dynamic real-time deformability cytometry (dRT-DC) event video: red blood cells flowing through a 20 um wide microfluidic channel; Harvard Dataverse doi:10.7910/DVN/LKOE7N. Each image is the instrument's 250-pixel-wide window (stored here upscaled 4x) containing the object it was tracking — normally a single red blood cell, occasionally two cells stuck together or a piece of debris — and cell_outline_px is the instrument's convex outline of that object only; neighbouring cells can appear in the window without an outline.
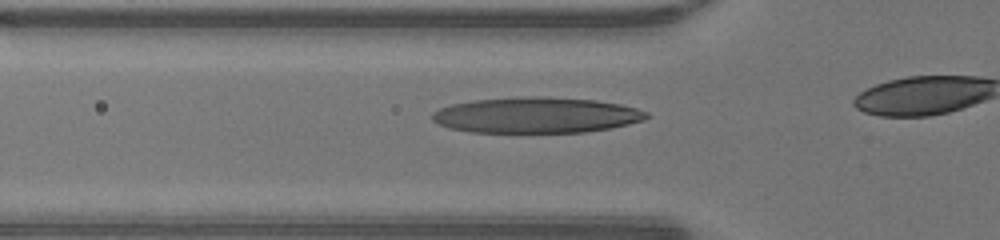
{"species": "human", "species_latin": "Homo sapiens", "temperature_condition": "warm", "stored_images_in_passage": 16, "camera_frame_rate_fps": 3000, "um_per_image_px": 0.085, "donor": {"sex": "male"}, "frame": {"image": 1, "passage_image": 12, "time_ms": 3.667, "image_size_px": [1000, 240], "cell_outline_px": [[648, 116], [644, 120], [628, 124], [608, 128], [584, 132], [468, 132], [448, 128], [432, 120], [432, 112], [440, 108], [452, 104], [476, 100], [532, 96], [540, 96], [596, 100], [620, 104], [636, 108], [648, 112]], "centroid_in_image_um": [45.57, 9.79], "position_along_channel_um": 80.2, "area_um2": 44.45}}
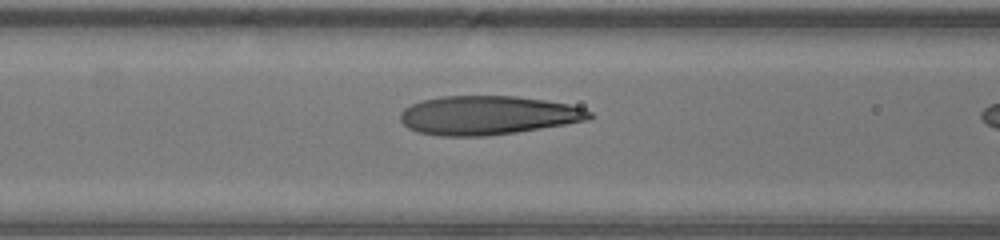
{"frame": {"image": 2, "passage_image": 15, "time_ms": 4.667, "image_size_px": [1000, 240], "cell_outline_px": [[592, 116], [588, 120], [516, 132], [484, 136], [440, 136], [416, 132], [408, 128], [400, 120], [400, 112], [404, 108], [420, 100], [440, 96], [516, 96], [544, 100], [568, 104], [584, 108], [592, 112]], "centroid_in_image_um": [41.42, 9.79], "position_along_channel_um": 125.2, "area_um2": 42.89}}